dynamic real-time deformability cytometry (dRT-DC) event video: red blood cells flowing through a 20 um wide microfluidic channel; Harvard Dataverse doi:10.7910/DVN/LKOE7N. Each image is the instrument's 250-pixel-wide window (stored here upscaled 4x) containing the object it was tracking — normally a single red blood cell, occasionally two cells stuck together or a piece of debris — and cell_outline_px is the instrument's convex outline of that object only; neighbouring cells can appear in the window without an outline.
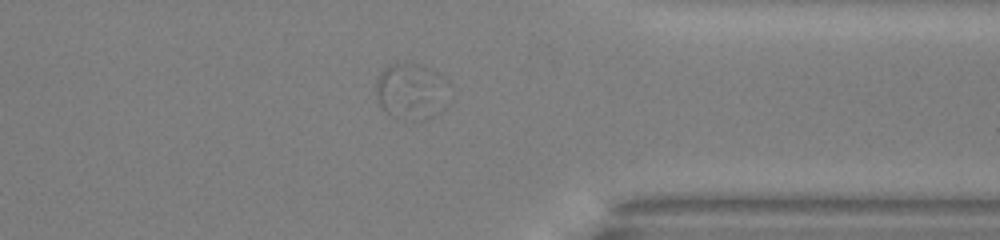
{"species": "common noctule bat (a hibernating species)", "species_latin": "Nyctalus noctula", "temperature_condition": "warm", "stored_images_in_passage": 50, "segment_of_instrument_passage": [2, 2], "camera_frame_rate_fps": 3000, "um_per_image_px": 0.085, "animal": {"sex": "male", "body_mass_g": 13.0, "forearm_length_mm": 53.1}, "frame": {"image": 1, "passage_image": 39, "time_ms": 12.667, "image_size_px": [1000, 240], "cell_outline_px": [[452, 100], [440, 112], [424, 120], [396, 120], [380, 104], [376, 92], [376, 80], [380, 72], [388, 64], [420, 64], [440, 72], [452, 84]], "centroid_in_image_um": [35.08, 7.77], "position_along_channel_um": 376.3, "area_um2": 25.14}}